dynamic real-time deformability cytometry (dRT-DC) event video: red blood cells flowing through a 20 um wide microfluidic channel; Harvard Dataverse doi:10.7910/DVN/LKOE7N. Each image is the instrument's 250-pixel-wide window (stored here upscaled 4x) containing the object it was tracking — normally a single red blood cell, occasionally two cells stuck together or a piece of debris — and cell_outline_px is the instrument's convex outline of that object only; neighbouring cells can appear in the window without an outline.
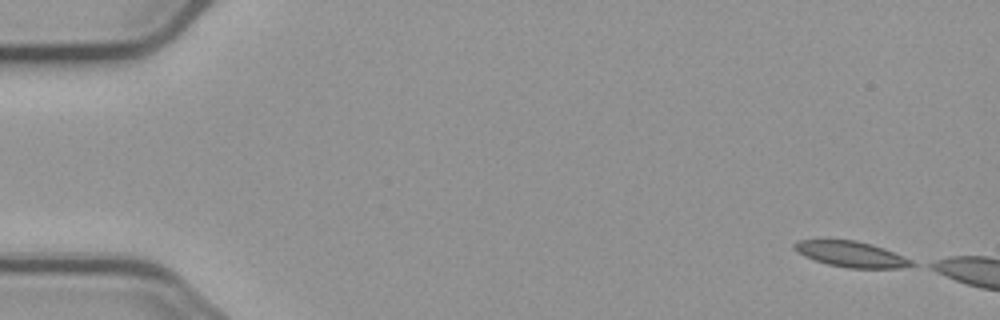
{"species": "common noctule bat (a hibernating species)", "species_latin": "Nyctalus noctula", "temperature_condition": "cold", "stored_images_in_passage": 8, "camera_frame_rate_fps": 3000, "um_per_image_px": 0.085, "animal": {"sex": "male", "body_mass_g": 23.1, "forearm_length_mm": 52.7}, "frame": {"image": 1, "passage_image": 1, "time_ms": 0.0, "image_size_px": [1000, 320], "cell_outline_px": [[920, 264], [900, 268], [848, 268], [828, 264], [804, 256], [792, 248], [792, 244], [796, 240], [816, 236], [856, 240], [872, 244], [884, 248], [912, 260]], "centroid_in_image_um": [72.25, 21.54], "position_along_channel_um": 12.8, "area_um2": 18.5}}